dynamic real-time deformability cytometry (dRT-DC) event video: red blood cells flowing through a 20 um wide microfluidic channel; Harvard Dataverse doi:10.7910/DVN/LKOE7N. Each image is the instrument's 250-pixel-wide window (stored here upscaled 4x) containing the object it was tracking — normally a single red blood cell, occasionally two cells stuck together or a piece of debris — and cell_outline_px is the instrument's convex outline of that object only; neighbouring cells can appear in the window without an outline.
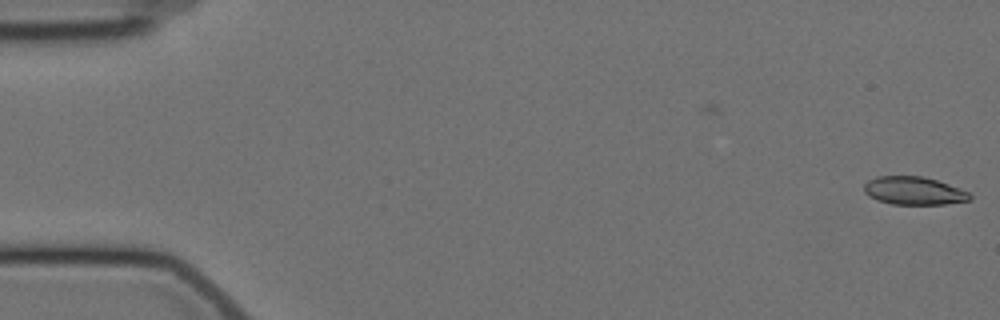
{"species": "Egyptian fruit bat (a non-hibernating species)", "species_latin": "Rousettus aegyptiacus", "temperature_condition": "cold", "stored_images_in_passage": 2, "camera_frame_rate_fps": 3000, "um_per_image_px": 0.085, "animal": {"sex": "female"}, "frame": {"image": 1, "passage_image": 2, "time_ms": 0.333, "image_size_px": [1000, 320], "cell_outline_px": [[972, 200], [944, 204], [892, 204], [876, 200], [868, 196], [864, 192], [864, 184], [868, 180], [876, 176], [924, 176], [948, 184], [968, 192], [972, 196]], "centroid_in_image_um": [77.65, 16.21], "position_along_channel_um": 7.4, "area_um2": 17.34}}